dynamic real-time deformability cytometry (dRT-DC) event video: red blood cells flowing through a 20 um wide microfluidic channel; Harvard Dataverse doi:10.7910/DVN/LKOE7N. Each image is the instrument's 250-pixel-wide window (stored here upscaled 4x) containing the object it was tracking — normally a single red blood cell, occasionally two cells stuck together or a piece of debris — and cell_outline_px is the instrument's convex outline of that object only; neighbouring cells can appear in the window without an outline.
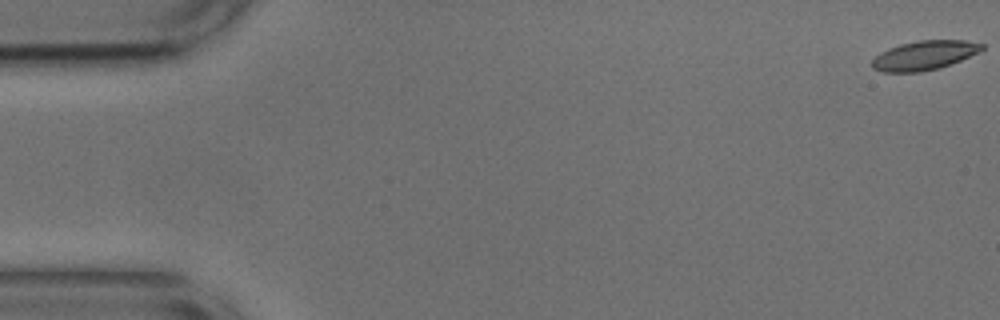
{"species": "common noctule bat (a hibernating species)", "species_latin": "Nyctalus noctula", "temperature_condition": "cold", "stored_images_in_passage": 48, "camera_frame_rate_fps": 3000, "um_per_image_px": 0.085, "animal": {"sex": "male", "body_mass_g": 17.9, "forearm_length_mm": 54.2}, "frame": {"image": 1, "passage_image": 1, "time_ms": 0.0, "image_size_px": [1000, 320], "cell_outline_px": [[984, 48], [980, 52], [940, 68], [920, 72], [884, 72], [872, 68], [872, 60], [880, 52], [888, 48], [900, 44], [920, 40], [964, 40], [984, 44]], "centroid_in_image_um": [78.57, 4.7], "position_along_channel_um": 6.4, "area_um2": 18.73}}
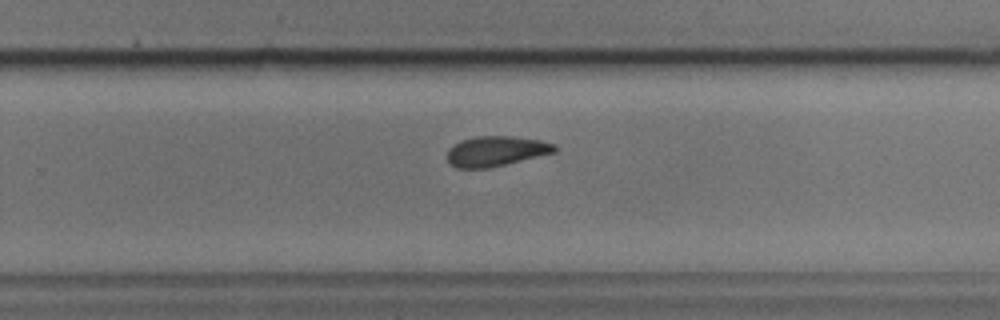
{"frame": {"image": 2, "passage_image": 35, "time_ms": 11.333, "image_size_px": [1000, 320], "cell_outline_px": [[556, 152], [488, 168], [456, 168], [448, 160], [448, 148], [452, 144], [460, 140], [476, 136], [512, 136], [540, 140], [556, 144]], "centroid_in_image_um": [42.15, 12.83], "position_along_channel_um": 287.7, "area_um2": 18.84}}
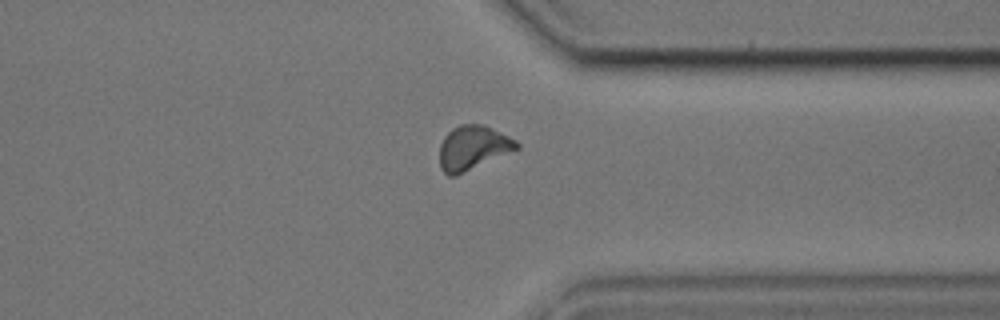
{"frame": {"image": 3, "passage_image": 42, "time_ms": 13.667, "image_size_px": [1000, 320], "cell_outline_px": [[520, 148], [456, 176], [448, 176], [440, 168], [440, 144], [444, 136], [452, 128], [460, 124], [484, 124], [516, 140], [520, 144]], "centroid_in_image_um": [40.19, 12.56], "position_along_channel_um": 371.2, "area_um2": 19.94}}